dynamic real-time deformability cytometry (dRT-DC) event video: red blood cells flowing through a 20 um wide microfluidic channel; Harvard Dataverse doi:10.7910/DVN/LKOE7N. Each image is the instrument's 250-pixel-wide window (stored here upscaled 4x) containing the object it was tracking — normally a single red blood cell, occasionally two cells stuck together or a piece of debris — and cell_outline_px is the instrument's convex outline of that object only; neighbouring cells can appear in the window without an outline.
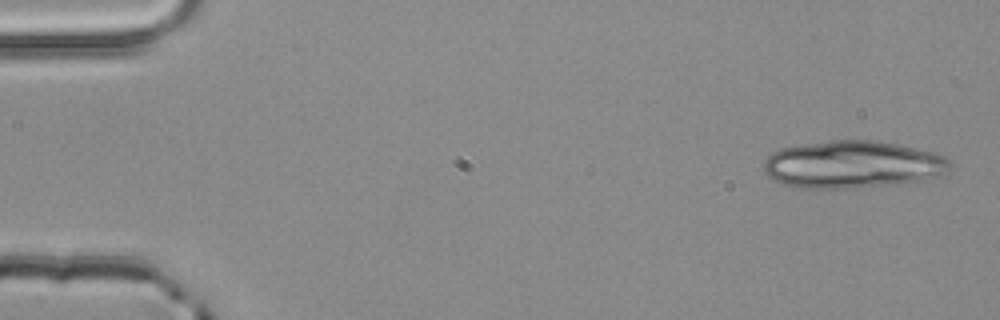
{"species": "common noctule bat (a hibernating species)", "species_latin": "Nyctalus noctula", "temperature_condition": "room temperature", "stored_images_in_passage": 4, "camera_frame_rate_fps": 3000, "um_per_image_px": 0.085, "animal": {"sex": "male", "body_mass_g": 20.4}, "frame": {"image": 1, "passage_image": 1, "time_ms": 0.0, "image_size_px": [1000, 320], "cell_outline_px": [[952, 164], [944, 176], [888, 184], [852, 188], [792, 188], [780, 184], [772, 180], [768, 176], [764, 168], [764, 160], [772, 152], [780, 148], [800, 144], [832, 140], [880, 140], [916, 148], [932, 152], [944, 156], [952, 160]], "centroid_in_image_um": [72.44, 13.97], "position_along_channel_um": 12.6, "area_um2": 51.85}}